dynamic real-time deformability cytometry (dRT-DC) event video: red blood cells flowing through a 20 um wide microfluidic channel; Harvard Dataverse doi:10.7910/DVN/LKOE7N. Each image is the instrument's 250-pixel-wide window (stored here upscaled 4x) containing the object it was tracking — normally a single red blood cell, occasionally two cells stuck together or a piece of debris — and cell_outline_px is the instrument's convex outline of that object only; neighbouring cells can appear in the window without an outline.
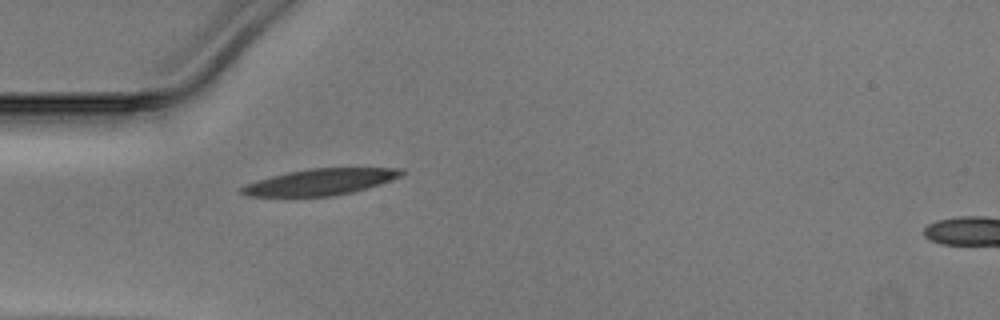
{"species": "Egyptian fruit bat (a non-hibernating species)", "species_latin": "Rousettus aegyptiacus", "temperature_condition": "warm", "stored_images_in_passage": 33, "camera_frame_rate_fps": 3000, "um_per_image_px": 0.085, "animal": {"sex": "male"}, "frame": {"image": 1, "passage_image": 1, "time_ms": 0.0, "image_size_px": [1000, 320], "cell_outline_px": [[404, 172], [400, 176], [380, 184], [368, 188], [352, 192], [332, 196], [248, 196], [240, 192], [240, 188], [256, 180], [288, 172], [312, 168], [404, 168]], "centroid_in_image_um": [27.25, 15.46], "position_along_channel_um": 57.8, "area_um2": 24.22}}
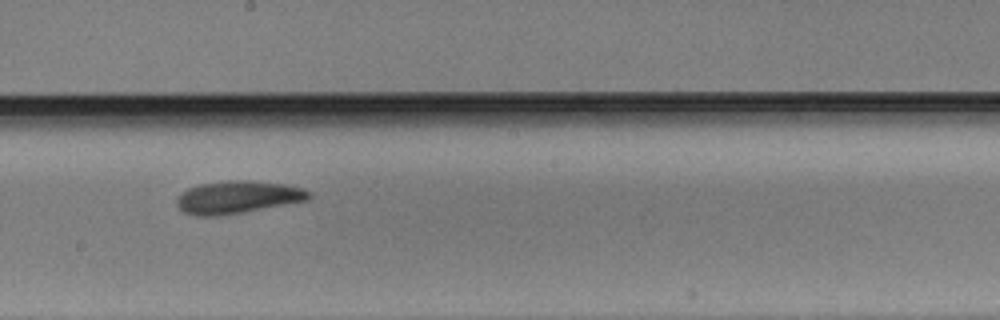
{"frame": {"image": 2, "passage_image": 14, "time_ms": 4.333, "image_size_px": [1000, 320], "cell_outline_px": [[312, 196], [308, 200], [244, 212], [220, 216], [196, 216], [184, 212], [176, 204], [176, 196], [180, 192], [188, 188], [200, 184], [228, 180], [248, 180], [284, 184], [300, 188], [312, 192]], "centroid_in_image_um": [20.17, 16.76], "position_along_channel_um": 228.0, "area_um2": 25.26}}
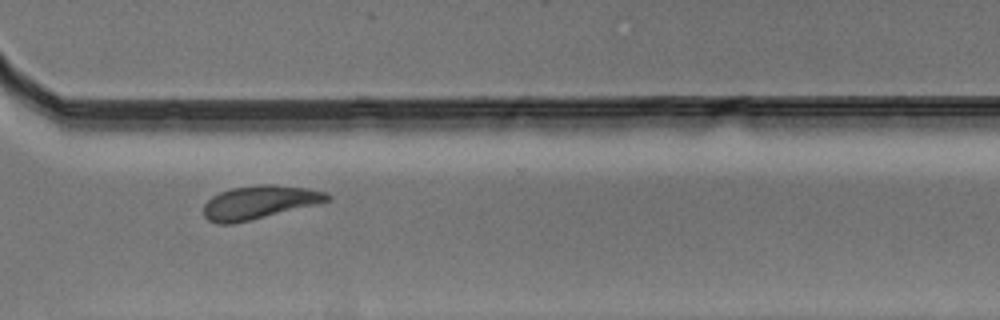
{"frame": {"image": 3, "passage_image": 23, "time_ms": 7.333, "image_size_px": [1000, 320], "cell_outline_px": [[332, 200], [252, 220], [232, 224], [216, 224], [208, 220], [204, 216], [204, 204], [212, 196], [220, 192], [232, 188], [260, 184], [272, 184], [308, 188], [328, 192], [332, 196]], "centroid_in_image_um": [22.06, 17.19], "position_along_channel_um": 348.5, "area_um2": 24.22}}